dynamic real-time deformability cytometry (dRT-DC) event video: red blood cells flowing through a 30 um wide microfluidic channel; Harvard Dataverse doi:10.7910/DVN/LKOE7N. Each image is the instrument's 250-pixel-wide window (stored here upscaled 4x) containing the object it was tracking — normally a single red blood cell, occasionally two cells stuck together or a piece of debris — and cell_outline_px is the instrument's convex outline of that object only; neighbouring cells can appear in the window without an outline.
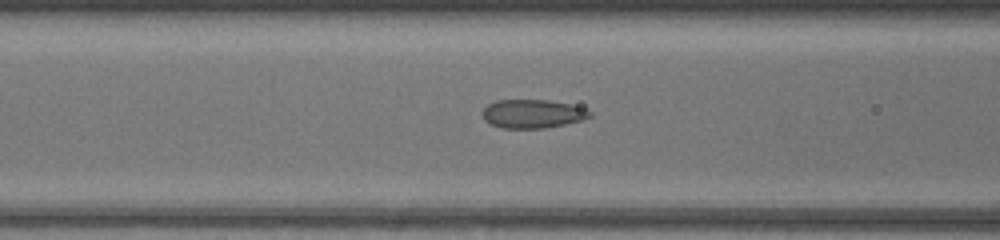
{"species": "common noctule bat (a hibernating species)", "species_latin": "Nyctalus noctula", "temperature_condition": "warm", "stored_images_in_passage": 8, "camera_frame_rate_fps": 3000, "um_per_image_px": 0.085, "animal": {"sex": "female", "body_mass_g": 17.0, "forearm_length_mm": 48.0}, "frame": {"image": 1, "passage_image": 6, "time_ms": 1.667, "image_size_px": [1000, 240], "cell_outline_px": [[592, 116], [580, 120], [564, 124], [544, 128], [500, 128], [484, 120], [480, 112], [488, 104], [496, 100], [548, 100], [568, 104], [584, 108], [592, 112]], "centroid_in_image_um": [45.22, 9.67], "position_along_channel_um": 121.4, "area_um2": 17.86}}